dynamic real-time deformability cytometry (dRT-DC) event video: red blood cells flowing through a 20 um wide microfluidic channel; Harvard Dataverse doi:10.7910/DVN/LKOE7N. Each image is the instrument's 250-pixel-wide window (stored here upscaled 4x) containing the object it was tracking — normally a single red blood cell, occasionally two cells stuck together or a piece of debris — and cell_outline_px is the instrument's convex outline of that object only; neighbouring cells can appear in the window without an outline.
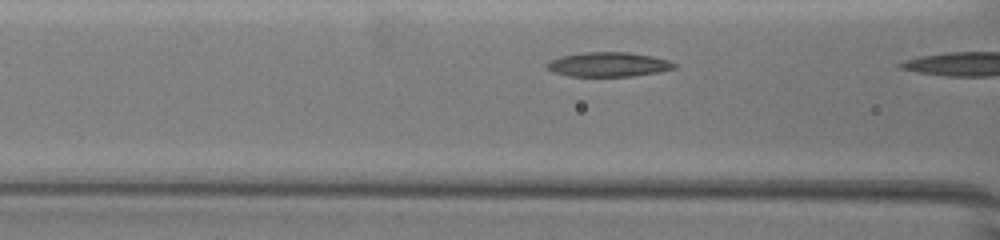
{"species": "common noctule bat (a hibernating species)", "species_latin": "Nyctalus noctula", "temperature_condition": "warm", "stored_images_in_passage": 4, "camera_frame_rate_fps": 3000, "um_per_image_px": 0.085, "animal": {"sex": "female", "body_mass_g": 19.5, "forearm_length_mm": 54.1}, "frame": {"image": 1, "passage_image": 3, "time_ms": 0.667, "image_size_px": [1000, 240], "cell_outline_px": [[676, 68], [660, 72], [632, 76], [568, 76], [552, 72], [544, 64], [548, 60], [560, 56], [580, 52], [628, 52], [652, 56], [668, 60], [676, 64]], "centroid_in_image_um": [51.67, 5.47], "position_along_channel_um": 114.9, "area_um2": 18.38}}